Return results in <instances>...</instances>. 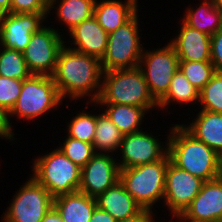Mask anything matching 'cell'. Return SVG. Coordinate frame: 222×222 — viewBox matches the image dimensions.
Returning a JSON list of instances; mask_svg holds the SVG:
<instances>
[{
	"instance_id": "cell-1",
	"label": "cell",
	"mask_w": 222,
	"mask_h": 222,
	"mask_svg": "<svg viewBox=\"0 0 222 222\" xmlns=\"http://www.w3.org/2000/svg\"><path fill=\"white\" fill-rule=\"evenodd\" d=\"M102 74L100 59L65 48L64 45L58 53L51 77L62 99L66 94L76 99L102 86L99 82Z\"/></svg>"
},
{
	"instance_id": "cell-30",
	"label": "cell",
	"mask_w": 222,
	"mask_h": 222,
	"mask_svg": "<svg viewBox=\"0 0 222 222\" xmlns=\"http://www.w3.org/2000/svg\"><path fill=\"white\" fill-rule=\"evenodd\" d=\"M59 148L66 157L80 168H83L97 153V151L95 152L94 150L93 144L69 136L64 142V145Z\"/></svg>"
},
{
	"instance_id": "cell-14",
	"label": "cell",
	"mask_w": 222,
	"mask_h": 222,
	"mask_svg": "<svg viewBox=\"0 0 222 222\" xmlns=\"http://www.w3.org/2000/svg\"><path fill=\"white\" fill-rule=\"evenodd\" d=\"M120 150L123 154L120 169L153 163L168 154V149H165L166 153L162 151L158 140L142 131L123 135Z\"/></svg>"
},
{
	"instance_id": "cell-4",
	"label": "cell",
	"mask_w": 222,
	"mask_h": 222,
	"mask_svg": "<svg viewBox=\"0 0 222 222\" xmlns=\"http://www.w3.org/2000/svg\"><path fill=\"white\" fill-rule=\"evenodd\" d=\"M169 161L167 154L163 159L153 163L120 169V182L143 209L151 210L152 205L164 197L166 168Z\"/></svg>"
},
{
	"instance_id": "cell-19",
	"label": "cell",
	"mask_w": 222,
	"mask_h": 222,
	"mask_svg": "<svg viewBox=\"0 0 222 222\" xmlns=\"http://www.w3.org/2000/svg\"><path fill=\"white\" fill-rule=\"evenodd\" d=\"M96 206L95 198L79 190L54 198V207L63 222H90Z\"/></svg>"
},
{
	"instance_id": "cell-27",
	"label": "cell",
	"mask_w": 222,
	"mask_h": 222,
	"mask_svg": "<svg viewBox=\"0 0 222 222\" xmlns=\"http://www.w3.org/2000/svg\"><path fill=\"white\" fill-rule=\"evenodd\" d=\"M31 75L21 51L6 47L0 51V76L25 80Z\"/></svg>"
},
{
	"instance_id": "cell-31",
	"label": "cell",
	"mask_w": 222,
	"mask_h": 222,
	"mask_svg": "<svg viewBox=\"0 0 222 222\" xmlns=\"http://www.w3.org/2000/svg\"><path fill=\"white\" fill-rule=\"evenodd\" d=\"M69 137L92 144L96 129V116L78 114L69 124Z\"/></svg>"
},
{
	"instance_id": "cell-7",
	"label": "cell",
	"mask_w": 222,
	"mask_h": 222,
	"mask_svg": "<svg viewBox=\"0 0 222 222\" xmlns=\"http://www.w3.org/2000/svg\"><path fill=\"white\" fill-rule=\"evenodd\" d=\"M61 101L62 97L51 76L31 75L23 80L21 93L9 116L18 114L25 119L37 118Z\"/></svg>"
},
{
	"instance_id": "cell-38",
	"label": "cell",
	"mask_w": 222,
	"mask_h": 222,
	"mask_svg": "<svg viewBox=\"0 0 222 222\" xmlns=\"http://www.w3.org/2000/svg\"><path fill=\"white\" fill-rule=\"evenodd\" d=\"M41 222H63L60 213L53 206L44 216Z\"/></svg>"
},
{
	"instance_id": "cell-34",
	"label": "cell",
	"mask_w": 222,
	"mask_h": 222,
	"mask_svg": "<svg viewBox=\"0 0 222 222\" xmlns=\"http://www.w3.org/2000/svg\"><path fill=\"white\" fill-rule=\"evenodd\" d=\"M211 62L215 71L222 73V28L211 36Z\"/></svg>"
},
{
	"instance_id": "cell-12",
	"label": "cell",
	"mask_w": 222,
	"mask_h": 222,
	"mask_svg": "<svg viewBox=\"0 0 222 222\" xmlns=\"http://www.w3.org/2000/svg\"><path fill=\"white\" fill-rule=\"evenodd\" d=\"M108 154L96 153L81 169L79 191L97 198L120 181V167Z\"/></svg>"
},
{
	"instance_id": "cell-36",
	"label": "cell",
	"mask_w": 222,
	"mask_h": 222,
	"mask_svg": "<svg viewBox=\"0 0 222 222\" xmlns=\"http://www.w3.org/2000/svg\"><path fill=\"white\" fill-rule=\"evenodd\" d=\"M90 222H118L107 211L100 209L98 206L93 211Z\"/></svg>"
},
{
	"instance_id": "cell-41",
	"label": "cell",
	"mask_w": 222,
	"mask_h": 222,
	"mask_svg": "<svg viewBox=\"0 0 222 222\" xmlns=\"http://www.w3.org/2000/svg\"><path fill=\"white\" fill-rule=\"evenodd\" d=\"M218 9L222 12V0H214Z\"/></svg>"
},
{
	"instance_id": "cell-17",
	"label": "cell",
	"mask_w": 222,
	"mask_h": 222,
	"mask_svg": "<svg viewBox=\"0 0 222 222\" xmlns=\"http://www.w3.org/2000/svg\"><path fill=\"white\" fill-rule=\"evenodd\" d=\"M78 47L73 50L102 59L108 43V33L99 25L94 16L84 20L70 31Z\"/></svg>"
},
{
	"instance_id": "cell-23",
	"label": "cell",
	"mask_w": 222,
	"mask_h": 222,
	"mask_svg": "<svg viewBox=\"0 0 222 222\" xmlns=\"http://www.w3.org/2000/svg\"><path fill=\"white\" fill-rule=\"evenodd\" d=\"M106 115L116 125L123 134H131L139 132V125L144 117L146 108L123 105V104H107Z\"/></svg>"
},
{
	"instance_id": "cell-35",
	"label": "cell",
	"mask_w": 222,
	"mask_h": 222,
	"mask_svg": "<svg viewBox=\"0 0 222 222\" xmlns=\"http://www.w3.org/2000/svg\"><path fill=\"white\" fill-rule=\"evenodd\" d=\"M9 112L0 106V136L11 139L13 137L10 122L8 119Z\"/></svg>"
},
{
	"instance_id": "cell-26",
	"label": "cell",
	"mask_w": 222,
	"mask_h": 222,
	"mask_svg": "<svg viewBox=\"0 0 222 222\" xmlns=\"http://www.w3.org/2000/svg\"><path fill=\"white\" fill-rule=\"evenodd\" d=\"M187 103L199 99V90L195 88L186 76L178 69L173 75L169 90L166 95L158 102V106L164 108L171 100Z\"/></svg>"
},
{
	"instance_id": "cell-10",
	"label": "cell",
	"mask_w": 222,
	"mask_h": 222,
	"mask_svg": "<svg viewBox=\"0 0 222 222\" xmlns=\"http://www.w3.org/2000/svg\"><path fill=\"white\" fill-rule=\"evenodd\" d=\"M63 44L64 41L54 29L42 26L32 33L28 46L22 52L30 73L52 76Z\"/></svg>"
},
{
	"instance_id": "cell-9",
	"label": "cell",
	"mask_w": 222,
	"mask_h": 222,
	"mask_svg": "<svg viewBox=\"0 0 222 222\" xmlns=\"http://www.w3.org/2000/svg\"><path fill=\"white\" fill-rule=\"evenodd\" d=\"M142 53L139 67L152 96L159 102L166 95L173 75L179 69V57L170 43L154 52ZM142 62L147 71L142 68Z\"/></svg>"
},
{
	"instance_id": "cell-40",
	"label": "cell",
	"mask_w": 222,
	"mask_h": 222,
	"mask_svg": "<svg viewBox=\"0 0 222 222\" xmlns=\"http://www.w3.org/2000/svg\"><path fill=\"white\" fill-rule=\"evenodd\" d=\"M218 177L222 180V154L219 155V175Z\"/></svg>"
},
{
	"instance_id": "cell-11",
	"label": "cell",
	"mask_w": 222,
	"mask_h": 222,
	"mask_svg": "<svg viewBox=\"0 0 222 222\" xmlns=\"http://www.w3.org/2000/svg\"><path fill=\"white\" fill-rule=\"evenodd\" d=\"M204 183L169 161L166 168L164 198L168 207L178 217L198 195Z\"/></svg>"
},
{
	"instance_id": "cell-37",
	"label": "cell",
	"mask_w": 222,
	"mask_h": 222,
	"mask_svg": "<svg viewBox=\"0 0 222 222\" xmlns=\"http://www.w3.org/2000/svg\"><path fill=\"white\" fill-rule=\"evenodd\" d=\"M151 211L149 209H142L138 214L135 216H132L130 218H127L125 220H121L118 222H153L151 218Z\"/></svg>"
},
{
	"instance_id": "cell-3",
	"label": "cell",
	"mask_w": 222,
	"mask_h": 222,
	"mask_svg": "<svg viewBox=\"0 0 222 222\" xmlns=\"http://www.w3.org/2000/svg\"><path fill=\"white\" fill-rule=\"evenodd\" d=\"M102 87L93 95V102L123 104L143 107L149 110L158 106L152 96L140 67L103 71Z\"/></svg>"
},
{
	"instance_id": "cell-22",
	"label": "cell",
	"mask_w": 222,
	"mask_h": 222,
	"mask_svg": "<svg viewBox=\"0 0 222 222\" xmlns=\"http://www.w3.org/2000/svg\"><path fill=\"white\" fill-rule=\"evenodd\" d=\"M184 19L183 22L188 26L209 36L222 28V12L218 9L214 0H206L196 11L188 9Z\"/></svg>"
},
{
	"instance_id": "cell-29",
	"label": "cell",
	"mask_w": 222,
	"mask_h": 222,
	"mask_svg": "<svg viewBox=\"0 0 222 222\" xmlns=\"http://www.w3.org/2000/svg\"><path fill=\"white\" fill-rule=\"evenodd\" d=\"M202 110L222 114V73L215 72L211 80L199 91Z\"/></svg>"
},
{
	"instance_id": "cell-33",
	"label": "cell",
	"mask_w": 222,
	"mask_h": 222,
	"mask_svg": "<svg viewBox=\"0 0 222 222\" xmlns=\"http://www.w3.org/2000/svg\"><path fill=\"white\" fill-rule=\"evenodd\" d=\"M56 0H11V13L47 14Z\"/></svg>"
},
{
	"instance_id": "cell-18",
	"label": "cell",
	"mask_w": 222,
	"mask_h": 222,
	"mask_svg": "<svg viewBox=\"0 0 222 222\" xmlns=\"http://www.w3.org/2000/svg\"><path fill=\"white\" fill-rule=\"evenodd\" d=\"M95 199L97 206L117 221L135 216L143 209L120 181Z\"/></svg>"
},
{
	"instance_id": "cell-39",
	"label": "cell",
	"mask_w": 222,
	"mask_h": 222,
	"mask_svg": "<svg viewBox=\"0 0 222 222\" xmlns=\"http://www.w3.org/2000/svg\"><path fill=\"white\" fill-rule=\"evenodd\" d=\"M11 12V0H0V16Z\"/></svg>"
},
{
	"instance_id": "cell-13",
	"label": "cell",
	"mask_w": 222,
	"mask_h": 222,
	"mask_svg": "<svg viewBox=\"0 0 222 222\" xmlns=\"http://www.w3.org/2000/svg\"><path fill=\"white\" fill-rule=\"evenodd\" d=\"M46 14L8 13L0 16V41L6 48L23 52L31 35L41 28V20Z\"/></svg>"
},
{
	"instance_id": "cell-32",
	"label": "cell",
	"mask_w": 222,
	"mask_h": 222,
	"mask_svg": "<svg viewBox=\"0 0 222 222\" xmlns=\"http://www.w3.org/2000/svg\"><path fill=\"white\" fill-rule=\"evenodd\" d=\"M22 86L23 80L0 76V106L10 112L19 98Z\"/></svg>"
},
{
	"instance_id": "cell-24",
	"label": "cell",
	"mask_w": 222,
	"mask_h": 222,
	"mask_svg": "<svg viewBox=\"0 0 222 222\" xmlns=\"http://www.w3.org/2000/svg\"><path fill=\"white\" fill-rule=\"evenodd\" d=\"M123 134L110 120L106 113L96 116V129L94 134L93 147L101 151L111 152L121 146Z\"/></svg>"
},
{
	"instance_id": "cell-8",
	"label": "cell",
	"mask_w": 222,
	"mask_h": 222,
	"mask_svg": "<svg viewBox=\"0 0 222 222\" xmlns=\"http://www.w3.org/2000/svg\"><path fill=\"white\" fill-rule=\"evenodd\" d=\"M13 199L5 222H41L54 206V198L34 178L26 182Z\"/></svg>"
},
{
	"instance_id": "cell-2",
	"label": "cell",
	"mask_w": 222,
	"mask_h": 222,
	"mask_svg": "<svg viewBox=\"0 0 222 222\" xmlns=\"http://www.w3.org/2000/svg\"><path fill=\"white\" fill-rule=\"evenodd\" d=\"M167 149L170 161L191 175L209 181L218 178L219 154L183 125H175Z\"/></svg>"
},
{
	"instance_id": "cell-20",
	"label": "cell",
	"mask_w": 222,
	"mask_h": 222,
	"mask_svg": "<svg viewBox=\"0 0 222 222\" xmlns=\"http://www.w3.org/2000/svg\"><path fill=\"white\" fill-rule=\"evenodd\" d=\"M137 0H127L126 3L115 0H105L95 3L94 17L99 25L108 33H112L127 23L137 12Z\"/></svg>"
},
{
	"instance_id": "cell-5",
	"label": "cell",
	"mask_w": 222,
	"mask_h": 222,
	"mask_svg": "<svg viewBox=\"0 0 222 222\" xmlns=\"http://www.w3.org/2000/svg\"><path fill=\"white\" fill-rule=\"evenodd\" d=\"M33 168V178L53 198L79 190L82 168L66 157L60 148L39 158Z\"/></svg>"
},
{
	"instance_id": "cell-28",
	"label": "cell",
	"mask_w": 222,
	"mask_h": 222,
	"mask_svg": "<svg viewBox=\"0 0 222 222\" xmlns=\"http://www.w3.org/2000/svg\"><path fill=\"white\" fill-rule=\"evenodd\" d=\"M179 70L199 91L216 72L211 61H179Z\"/></svg>"
},
{
	"instance_id": "cell-21",
	"label": "cell",
	"mask_w": 222,
	"mask_h": 222,
	"mask_svg": "<svg viewBox=\"0 0 222 222\" xmlns=\"http://www.w3.org/2000/svg\"><path fill=\"white\" fill-rule=\"evenodd\" d=\"M217 154H222V114L201 110L194 123L185 127Z\"/></svg>"
},
{
	"instance_id": "cell-16",
	"label": "cell",
	"mask_w": 222,
	"mask_h": 222,
	"mask_svg": "<svg viewBox=\"0 0 222 222\" xmlns=\"http://www.w3.org/2000/svg\"><path fill=\"white\" fill-rule=\"evenodd\" d=\"M179 61H211V36L182 24L180 34L170 43Z\"/></svg>"
},
{
	"instance_id": "cell-15",
	"label": "cell",
	"mask_w": 222,
	"mask_h": 222,
	"mask_svg": "<svg viewBox=\"0 0 222 222\" xmlns=\"http://www.w3.org/2000/svg\"><path fill=\"white\" fill-rule=\"evenodd\" d=\"M180 219L196 222H218L222 220V180L218 177L204 181L200 192Z\"/></svg>"
},
{
	"instance_id": "cell-25",
	"label": "cell",
	"mask_w": 222,
	"mask_h": 222,
	"mask_svg": "<svg viewBox=\"0 0 222 222\" xmlns=\"http://www.w3.org/2000/svg\"><path fill=\"white\" fill-rule=\"evenodd\" d=\"M96 0H62L58 8V18L70 31L84 20L94 15Z\"/></svg>"
},
{
	"instance_id": "cell-6",
	"label": "cell",
	"mask_w": 222,
	"mask_h": 222,
	"mask_svg": "<svg viewBox=\"0 0 222 222\" xmlns=\"http://www.w3.org/2000/svg\"><path fill=\"white\" fill-rule=\"evenodd\" d=\"M137 13L124 25L108 34L105 54L101 59L103 71L139 67L142 48L138 34Z\"/></svg>"
}]
</instances>
